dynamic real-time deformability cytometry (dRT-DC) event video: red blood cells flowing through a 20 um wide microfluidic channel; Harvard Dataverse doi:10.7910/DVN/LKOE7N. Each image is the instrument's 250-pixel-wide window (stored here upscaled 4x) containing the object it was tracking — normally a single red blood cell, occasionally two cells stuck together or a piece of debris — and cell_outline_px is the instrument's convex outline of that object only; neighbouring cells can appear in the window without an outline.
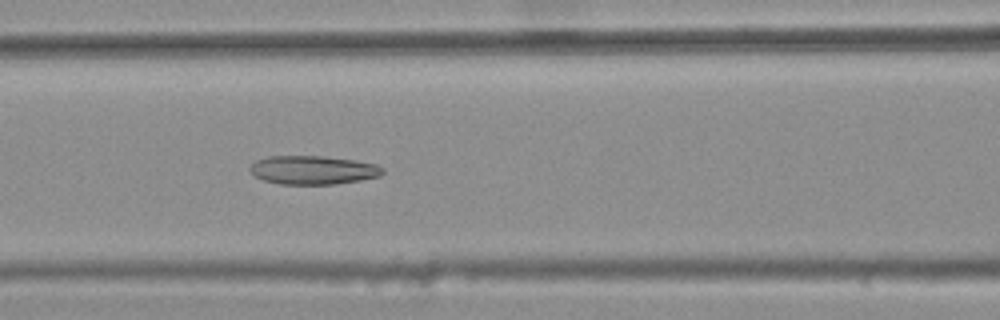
{"species": "common noctule bat (a hibernating species)", "species_latin": "Nyctalus noctula", "temperature_condition": "warm", "stored_images_in_passage": 41, "camera_frame_rate_fps": 3000, "um_per_image_px": 0.085, "animal": {"sex": "female", "body_mass_g": 25.1}, "frame": {"image": 1, "passage_image": 22, "time_ms": 7.0, "image_size_px": [1000, 320], "cell_outline_px": [[384, 172], [380, 176], [360, 180], [332, 184], [280, 184], [264, 180], [256, 176], [248, 168], [256, 160], [268, 156], [324, 156], [356, 160], [376, 164], [384, 168]], "centroid_in_image_um": [26.62, 14.44], "position_along_channel_um": 140.0, "area_um2": 22.14}}
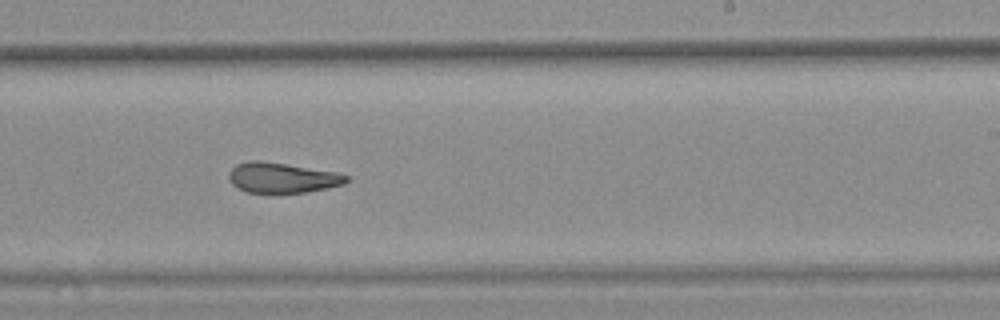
{"frame": {"image": 2, "passage_image": 32, "time_ms": 10.333, "image_size_px": [1000, 320], "cell_outline_px": [[348, 180], [344, 184], [328, 188], [308, 192], [248, 192], [236, 188], [232, 184], [228, 176], [228, 172], [236, 164], [248, 160], [260, 160], [336, 172], [348, 176]], "centroid_in_image_um": [23.95, 15.1], "position_along_channel_um": 265.0, "area_um2": 20.63}}
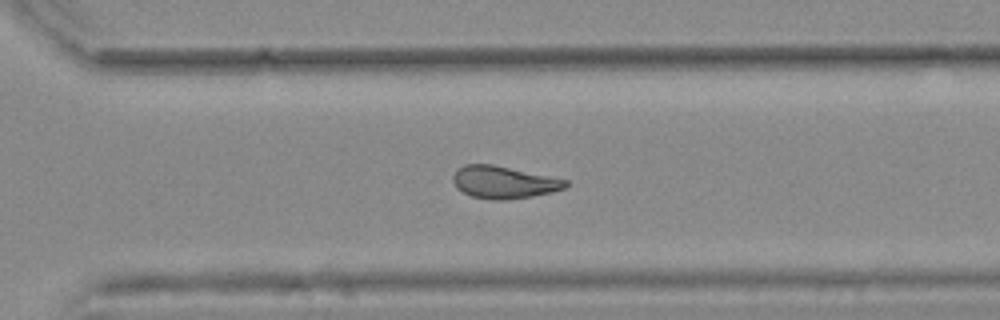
{"frame": {"image": 3, "passage_image": 37, "time_ms": 12.0, "image_size_px": [1000, 320], "cell_outline_px": [[568, 184], [564, 188], [552, 192], [532, 196], [504, 200], [492, 200], [472, 196], [456, 188], [452, 180], [452, 176], [456, 168], [464, 164], [492, 164], [568, 180]], "centroid_in_image_um": [42.77, 15.48], "position_along_channel_um": 327.8, "area_um2": 21.21}, "authors_computed_cell_mechanics": {"area_um2": 22.5998, "velocity_mm_per_s": 3.7647, "shape_relaxation_time_tau1_ms": null, "shape_relaxation_time_tau2_ms": 3.2127, "deformation_change_tau1": null, "deformation_change_tau2": 0.121}}